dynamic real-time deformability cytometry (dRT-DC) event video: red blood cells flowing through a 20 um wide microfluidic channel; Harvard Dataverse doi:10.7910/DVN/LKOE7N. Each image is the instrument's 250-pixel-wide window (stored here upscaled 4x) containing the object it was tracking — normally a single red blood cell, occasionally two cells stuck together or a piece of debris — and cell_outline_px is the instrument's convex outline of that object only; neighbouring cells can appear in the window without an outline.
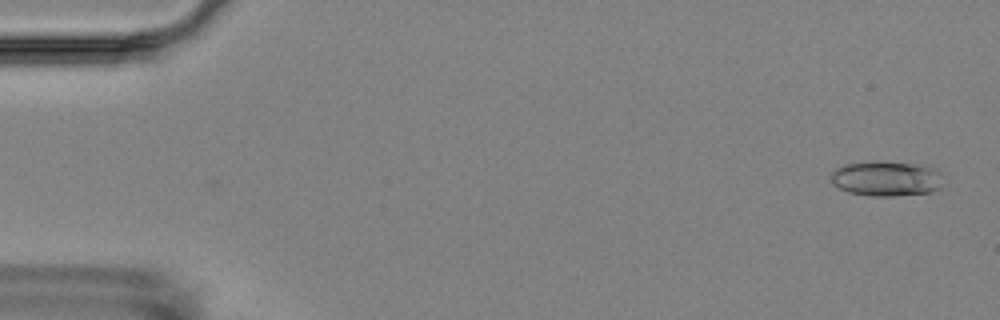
{"species": "Egyptian fruit bat (a non-hibernating species)", "species_latin": "Rousettus aegyptiacus", "temperature_condition": "room temperature", "stored_images_in_passage": 5, "camera_frame_rate_fps": 3000, "um_per_image_px": 0.085, "animal": {"sex": "female"}, "frame": {"image": 1, "passage_image": 1, "time_ms": 0.0, "image_size_px": [1000, 320], "cell_outline_px": [[948, 176], [940, 188], [928, 192], [892, 196], [872, 196], [848, 192], [832, 184], [832, 172], [836, 168], [844, 164], [876, 160], [912, 164], [936, 168]], "centroid_in_image_um": [75.4, 15.17], "position_along_channel_um": 9.6, "area_um2": 23.35}}